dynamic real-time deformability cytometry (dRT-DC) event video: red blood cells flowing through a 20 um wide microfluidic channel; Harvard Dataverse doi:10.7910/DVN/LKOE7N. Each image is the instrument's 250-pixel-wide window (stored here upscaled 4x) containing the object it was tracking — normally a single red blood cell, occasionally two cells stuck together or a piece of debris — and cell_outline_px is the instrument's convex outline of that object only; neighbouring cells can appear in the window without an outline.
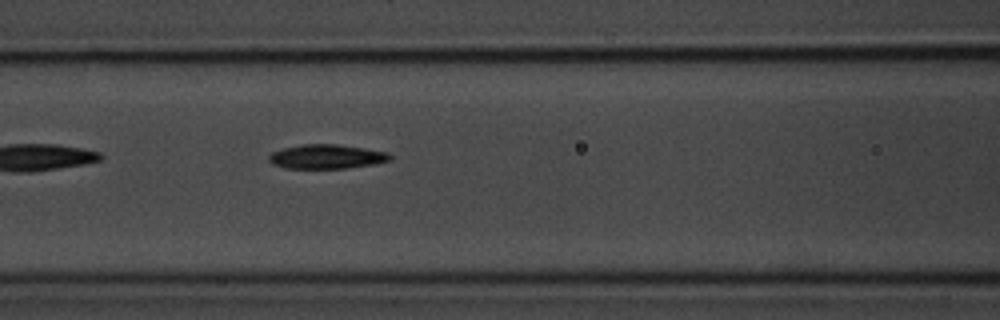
{"species": "common noctule bat (a hibernating species)", "species_latin": "Nyctalus noctula", "temperature_condition": "room temperature", "stored_images_in_passage": 7, "camera_frame_rate_fps": 3000, "um_per_image_px": 0.085, "animal": {"sex": "male", "body_mass_g": 20.1, "forearm_length_mm": 53.5}, "frame": {"image": 1, "passage_image": 7, "time_ms": 7.0, "image_size_px": [1000, 320], "cell_outline_px": [[392, 160], [376, 164], [348, 168], [284, 168], [272, 164], [268, 160], [268, 156], [272, 152], [284, 148], [304, 144], [336, 144], [364, 148], [388, 152], [392, 156]], "centroid_in_image_um": [27.79, 13.32], "position_along_channel_um": 138.8, "area_um2": 17.22}}